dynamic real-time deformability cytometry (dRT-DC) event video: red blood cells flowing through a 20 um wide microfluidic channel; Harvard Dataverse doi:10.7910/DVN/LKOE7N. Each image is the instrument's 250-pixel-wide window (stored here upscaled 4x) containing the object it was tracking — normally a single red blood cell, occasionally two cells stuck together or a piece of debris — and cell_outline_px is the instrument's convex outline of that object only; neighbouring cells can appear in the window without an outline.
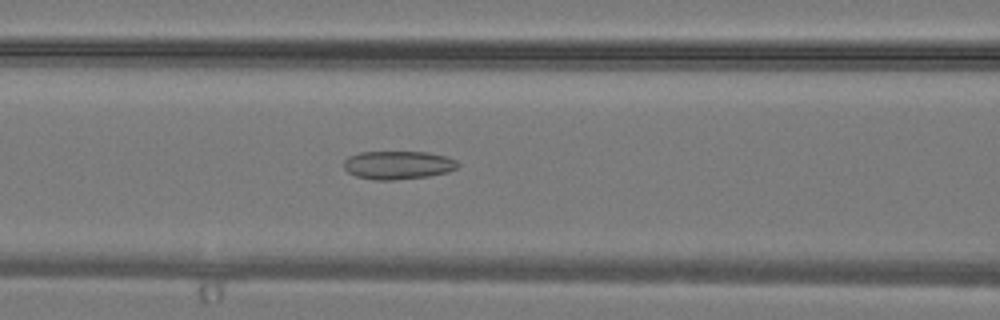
{"species": "common noctule bat (a hibernating species)", "species_latin": "Nyctalus noctula", "temperature_condition": "warm", "stored_images_in_passage": 36, "camera_frame_rate_fps": 3000, "um_per_image_px": 0.085, "animal": {"sex": "male", "body_mass_g": 19.2, "forearm_length_mm": 51.8}, "frame": {"image": 1, "passage_image": 16, "time_ms": 5.0, "image_size_px": [1000, 320], "cell_outline_px": [[460, 164], [456, 168], [448, 172], [428, 176], [392, 180], [376, 180], [356, 176], [348, 172], [344, 168], [344, 160], [348, 156], [360, 152], [428, 152], [444, 156], [456, 160]], "centroid_in_image_um": [33.82, 14.03], "position_along_channel_um": 132.8, "area_um2": 18.79}}
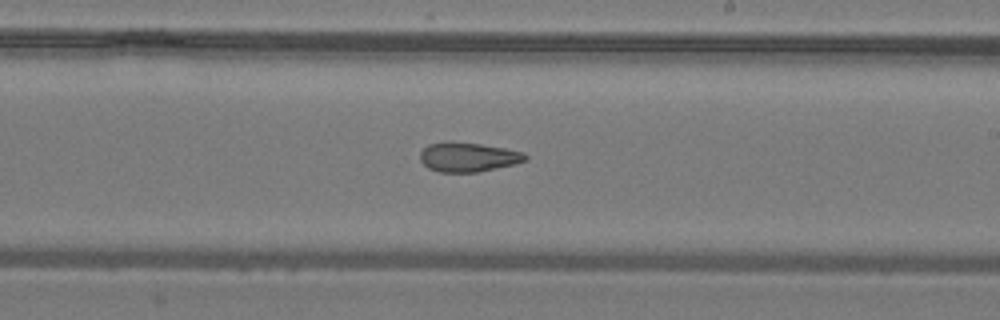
{"frame": {"image": 2, "passage_image": 22, "time_ms": 7.0, "image_size_px": [1000, 320], "cell_outline_px": [[528, 160], [496, 168], [476, 172], [440, 172], [428, 168], [420, 160], [420, 152], [428, 144], [452, 140], [480, 144], [504, 148], [524, 152], [528, 156]], "centroid_in_image_um": [39.77, 13.33], "position_along_channel_um": 249.2, "area_um2": 18.09}}
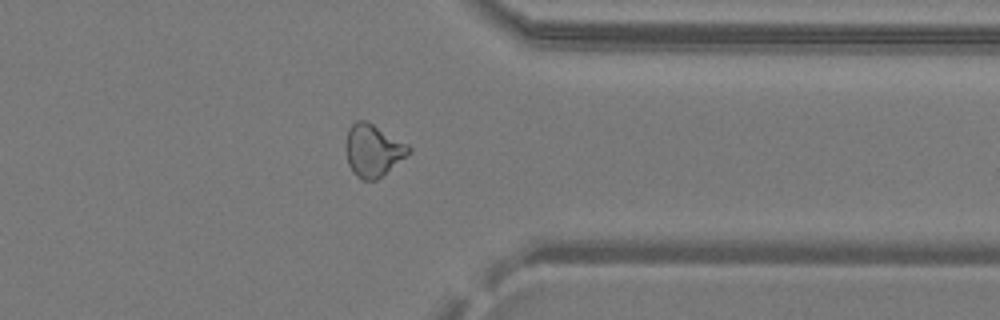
{"frame": {"image": 3, "passage_image": 29, "time_ms": 9.333, "image_size_px": [1000, 320], "cell_outline_px": [[412, 152], [376, 180], [360, 180], [352, 172], [348, 164], [348, 128], [356, 120], [364, 120], [372, 124], [408, 144], [412, 148]], "centroid_in_image_um": [31.74, 12.8], "position_along_channel_um": 379.7, "area_um2": 18.79}}